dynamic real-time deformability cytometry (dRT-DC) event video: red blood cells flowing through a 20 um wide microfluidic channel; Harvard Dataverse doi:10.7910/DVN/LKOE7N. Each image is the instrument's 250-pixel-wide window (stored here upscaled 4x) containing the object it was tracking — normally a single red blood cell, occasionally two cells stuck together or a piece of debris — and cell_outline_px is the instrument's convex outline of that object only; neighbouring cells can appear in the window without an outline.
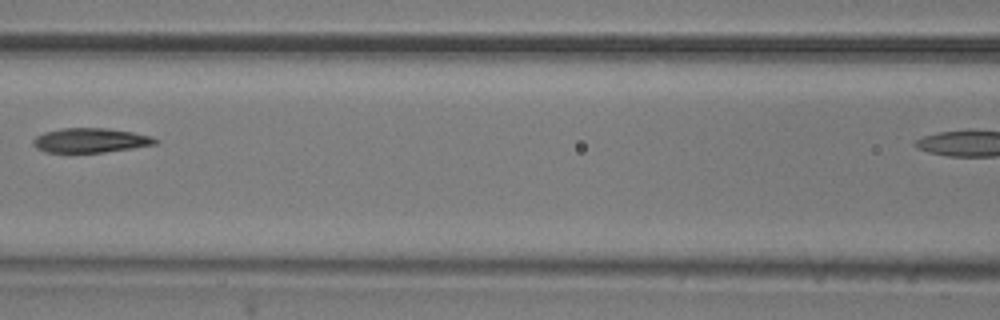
{"species": "common noctule bat (a hibernating species)", "species_latin": "Nyctalus noctula", "temperature_condition": "room temperature", "stored_images_in_passage": 6, "camera_frame_rate_fps": 3000, "um_per_image_px": 0.085, "animal": {"sex": "male", "body_mass_g": 20.5, "forearm_length_mm": 52.5}, "frame": {"image": 1, "passage_image": 3, "time_ms": 0.667, "image_size_px": [1000, 320], "cell_outline_px": [[160, 140], [156, 144], [132, 148], [104, 152], [44, 152], [36, 148], [32, 144], [32, 140], [36, 136], [44, 132], [64, 128], [108, 128], [132, 132], [152, 136]], "centroid_in_image_um": [7.69, 11.93], "position_along_channel_um": 158.9, "area_um2": 17.46}}
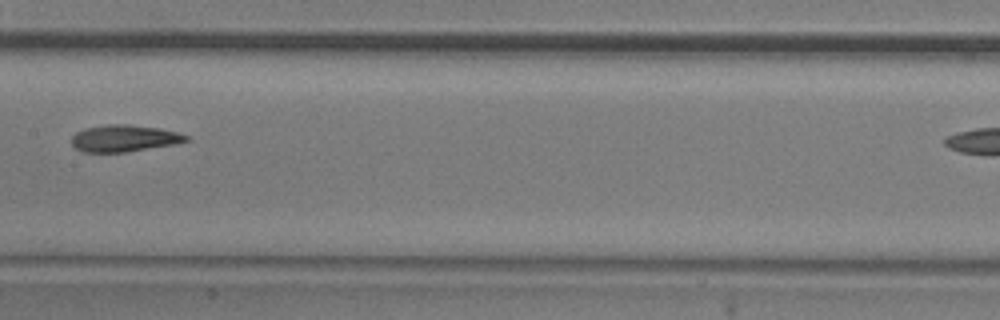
{"frame": {"image": 2, "passage_image": 4, "time_ms": 1.0, "image_size_px": [1000, 320], "cell_outline_px": [[192, 140], [172, 144], [124, 152], [84, 152], [76, 148], [72, 144], [72, 136], [76, 132], [84, 128], [108, 124], [128, 124], [160, 128], [180, 132], [188, 136]], "centroid_in_image_um": [10.57, 11.74], "position_along_channel_um": 196.8, "area_um2": 17.86}}